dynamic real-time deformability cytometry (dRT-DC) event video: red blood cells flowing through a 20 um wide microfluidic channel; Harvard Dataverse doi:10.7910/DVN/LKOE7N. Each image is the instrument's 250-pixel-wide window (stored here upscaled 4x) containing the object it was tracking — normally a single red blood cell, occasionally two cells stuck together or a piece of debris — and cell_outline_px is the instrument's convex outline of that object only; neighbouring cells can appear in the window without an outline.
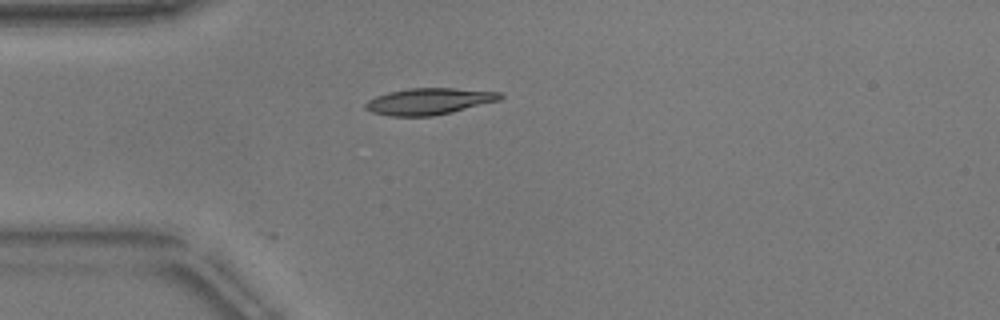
{"species": "common noctule bat (a hibernating species)", "species_latin": "Nyctalus noctula", "temperature_condition": "warm", "stored_images_in_passage": 3, "camera_frame_rate_fps": 3000, "um_per_image_px": 0.085, "animal": {"sex": "male", "body_mass_g": 17.9}, "frame": {"image": 1, "passage_image": 1, "time_ms": 0.0, "image_size_px": [1000, 320], "cell_outline_px": [[504, 96], [500, 100], [452, 112], [432, 116], [388, 116], [372, 112], [364, 108], [364, 104], [368, 100], [376, 96], [388, 92], [408, 88], [452, 88], [500, 92]], "centroid_in_image_um": [36.44, 8.61], "position_along_channel_um": 48.6, "area_um2": 20.81}}